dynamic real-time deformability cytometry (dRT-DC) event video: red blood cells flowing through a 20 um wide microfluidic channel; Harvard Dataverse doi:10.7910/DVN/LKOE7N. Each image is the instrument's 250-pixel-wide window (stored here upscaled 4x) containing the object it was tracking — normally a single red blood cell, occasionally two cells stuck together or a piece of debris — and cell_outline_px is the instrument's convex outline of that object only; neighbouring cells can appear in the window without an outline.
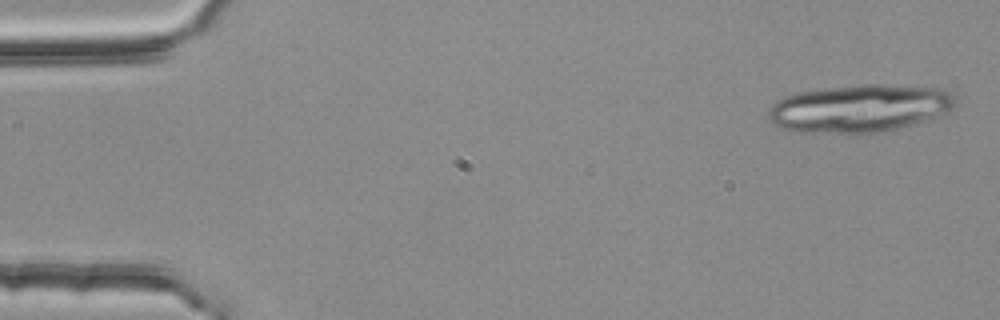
{"species": "common noctule bat (a hibernating species)", "species_latin": "Nyctalus noctula", "temperature_condition": "room temperature", "stored_images_in_passage": 4, "camera_frame_rate_fps": 3000, "um_per_image_px": 0.085, "animal": {"sex": "female", "body_mass_g": 25.1}, "frame": {"image": 1, "passage_image": 1, "time_ms": 0.0, "image_size_px": [1000, 320], "cell_outline_px": [[956, 100], [952, 108], [936, 116], [912, 124], [880, 132], [792, 132], [780, 128], [768, 120], [768, 112], [772, 104], [776, 100], [784, 96], [800, 92], [824, 88], [860, 84], [884, 84], [944, 88], [952, 92], [956, 96]], "centroid_in_image_um": [73.03, 9.19], "position_along_channel_um": 12.0, "area_um2": 51.96}}